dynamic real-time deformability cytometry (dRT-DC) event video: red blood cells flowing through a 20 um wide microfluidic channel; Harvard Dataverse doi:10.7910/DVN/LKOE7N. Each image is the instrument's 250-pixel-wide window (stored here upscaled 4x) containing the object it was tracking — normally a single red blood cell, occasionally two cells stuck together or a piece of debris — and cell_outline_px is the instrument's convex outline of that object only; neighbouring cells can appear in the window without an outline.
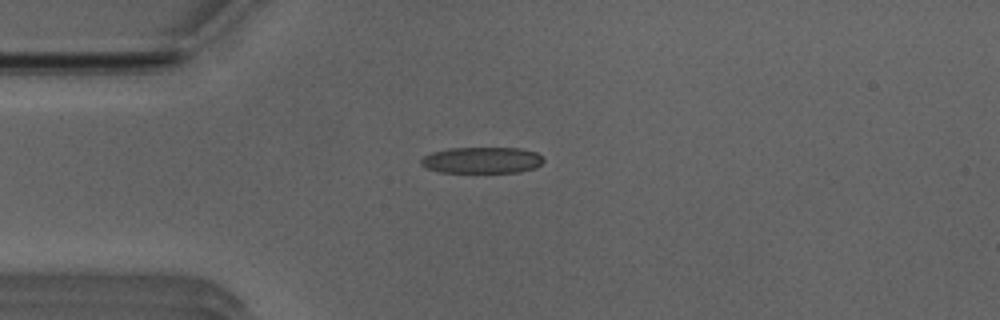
{"species": "Egyptian fruit bat (a non-hibernating species)", "species_latin": "Rousettus aegyptiacus", "temperature_condition": "room temperature", "stored_images_in_passage": 40, "camera_frame_rate_fps": 3000, "um_per_image_px": 0.085, "animal": {"sex": "male"}, "frame": {"image": 1, "passage_image": 1, "time_ms": 0.0, "image_size_px": [1000, 320], "cell_outline_px": [[544, 160], [536, 168], [520, 172], [440, 172], [428, 168], [420, 164], [420, 160], [424, 156], [432, 152], [448, 148], [520, 148], [536, 152]], "centroid_in_image_um": [40.96, 13.61], "position_along_channel_um": 44.0, "area_um2": 18.73}}
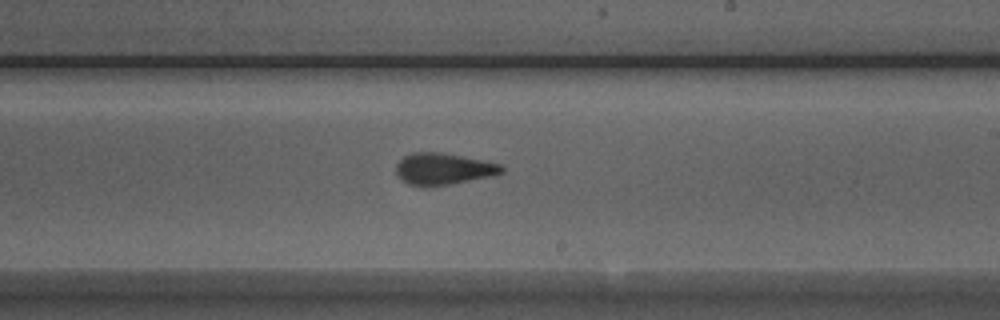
{"frame": {"image": 2, "passage_image": 18, "time_ms": 5.667, "image_size_px": [1000, 320], "cell_outline_px": [[504, 172], [488, 176], [448, 184], [408, 184], [396, 172], [396, 164], [404, 156], [412, 152], [440, 152], [500, 164], [504, 168]], "centroid_in_image_um": [37.67, 14.31], "position_along_channel_um": 251.3, "area_um2": 18.55}}
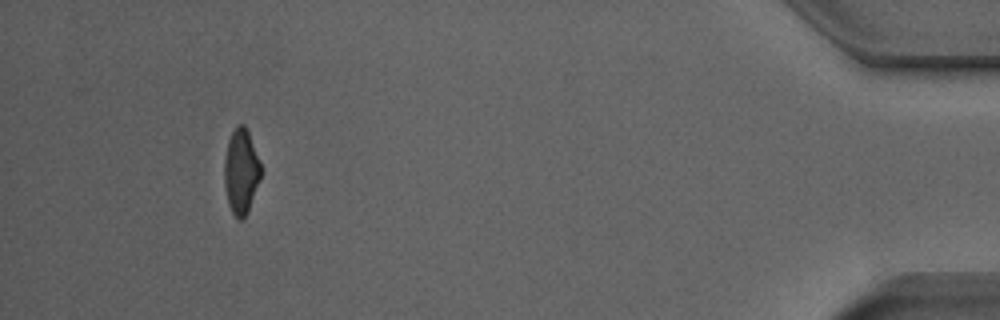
{"frame": {"image": 3, "passage_image": 36, "time_ms": 11.667, "image_size_px": [1000, 320], "cell_outline_px": [[260, 176], [248, 212], [240, 220], [232, 212], [228, 204], [224, 184], [224, 160], [228, 140], [236, 124], [244, 124], [248, 132], [260, 164]], "centroid_in_image_um": [20.46, 14.56], "position_along_channel_um": 414.7, "area_um2": 17.74}, "authors_computed_cell_mechanics": {"area_um2": 19.1318, "velocity_mm_per_s": 3.9446, "shape_relaxation_time_tau1_ms": 8.6204, "shape_relaxation_time_tau2_ms": 1.5249, "deformation_change_tau1": 0.1962, "deformation_change_tau2": 0.0838}}